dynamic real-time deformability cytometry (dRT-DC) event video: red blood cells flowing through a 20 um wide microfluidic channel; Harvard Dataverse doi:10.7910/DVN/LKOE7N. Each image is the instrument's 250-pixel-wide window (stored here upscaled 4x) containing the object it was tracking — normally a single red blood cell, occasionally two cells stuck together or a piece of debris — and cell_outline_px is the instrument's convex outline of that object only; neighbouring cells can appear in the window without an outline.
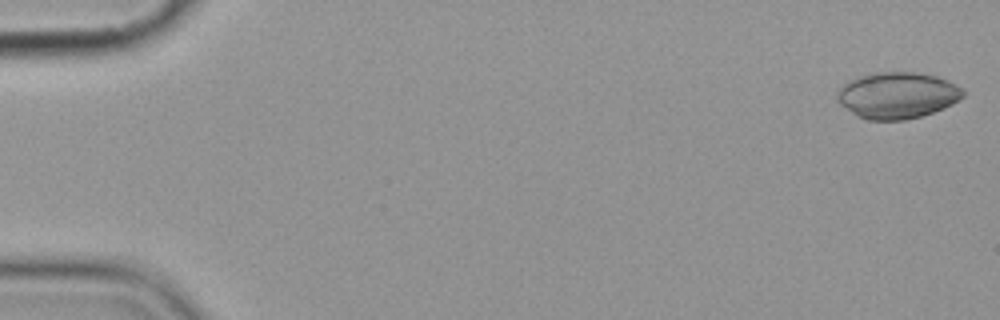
{"species": "common noctule bat (a hibernating species)", "species_latin": "Nyctalus noctula", "temperature_condition": "cold", "stored_images_in_passage": 5, "camera_frame_rate_fps": 3000, "um_per_image_px": 0.085, "animal": {"sex": "female", "body_mass_g": 19.9}, "frame": {"image": 1, "passage_image": 1, "time_ms": 0.0, "image_size_px": [1000, 320], "cell_outline_px": [[964, 96], [960, 100], [944, 108], [920, 116], [904, 120], [868, 120], [856, 116], [840, 104], [836, 100], [836, 96], [840, 88], [844, 84], [856, 76], [876, 72], [912, 72], [936, 76], [948, 80], [964, 88]], "centroid_in_image_um": [76.27, 8.1], "position_along_channel_um": 8.7, "area_um2": 34.22}}
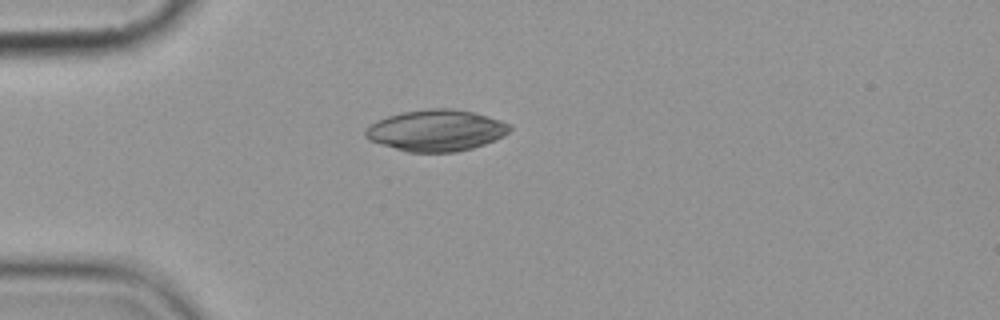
{"frame": {"image": 2, "passage_image": 5, "time_ms": 4.667, "image_size_px": [1000, 320], "cell_outline_px": [[512, 128], [504, 136], [484, 144], [472, 148], [456, 152], [408, 152], [380, 144], [368, 140], [364, 136], [364, 132], [368, 124], [376, 120], [388, 116], [404, 112], [428, 108], [452, 108], [472, 112], [500, 120], [508, 124]], "centroid_in_image_um": [37.03, 11.09], "position_along_channel_um": 48.0, "area_um2": 34.8}}